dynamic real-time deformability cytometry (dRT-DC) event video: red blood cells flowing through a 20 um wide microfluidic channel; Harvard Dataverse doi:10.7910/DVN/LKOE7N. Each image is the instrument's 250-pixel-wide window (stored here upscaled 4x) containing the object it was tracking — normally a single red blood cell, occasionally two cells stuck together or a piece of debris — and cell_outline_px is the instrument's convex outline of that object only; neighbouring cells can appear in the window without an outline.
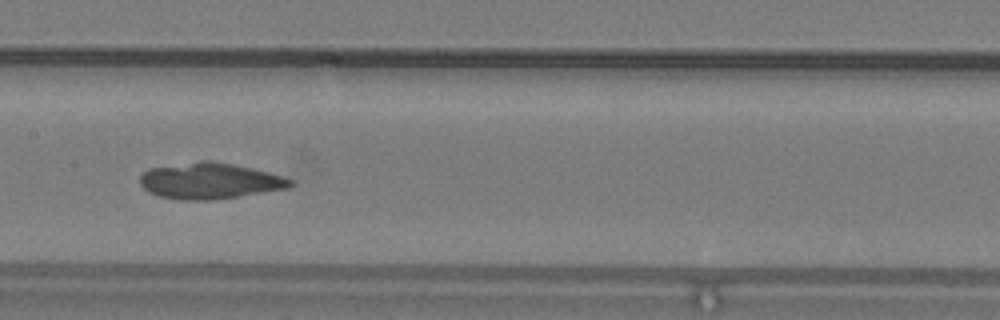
{"species": "common noctule bat (a hibernating species)", "species_latin": "Nyctalus noctula", "temperature_condition": "warm", "stored_images_in_passage": 18, "camera_frame_rate_fps": 3000, "um_per_image_px": 0.085, "animal": {"sex": "male", "body_mass_g": 19.2, "forearm_length_mm": 51.8}, "frame": {"image": 1, "passage_image": 16, "time_ms": 5.0, "image_size_px": [1000, 320], "cell_outline_px": [[296, 184], [288, 188], [212, 200], [180, 200], [160, 196], [148, 192], [140, 184], [140, 176], [148, 168], [200, 160], [212, 160], [252, 168], [268, 172], [292, 180]], "centroid_in_image_um": [17.8, 15.37], "position_along_channel_um": 189.6, "area_um2": 31.56}}